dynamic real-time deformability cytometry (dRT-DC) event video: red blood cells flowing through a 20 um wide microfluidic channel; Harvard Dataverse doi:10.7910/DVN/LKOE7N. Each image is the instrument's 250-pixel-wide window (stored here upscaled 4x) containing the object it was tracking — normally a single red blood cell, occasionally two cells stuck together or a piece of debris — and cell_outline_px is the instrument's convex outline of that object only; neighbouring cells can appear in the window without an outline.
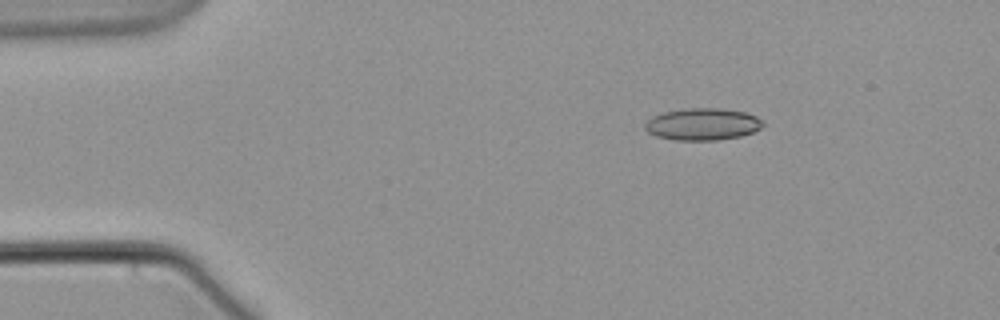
{"species": "common noctule bat (a hibernating species)", "species_latin": "Nyctalus noctula", "temperature_condition": "warm", "stored_images_in_passage": 3, "camera_frame_rate_fps": 3000, "um_per_image_px": 0.085, "animal": {"sex": "male", "body_mass_g": 21.5, "forearm_length_mm": 52.0}, "frame": {"image": 1, "passage_image": 1, "time_ms": 0.0, "image_size_px": [1000, 320], "cell_outline_px": [[764, 124], [760, 128], [752, 132], [740, 136], [716, 140], [676, 140], [656, 136], [648, 132], [644, 128], [644, 124], [652, 116], [664, 112], [688, 108], [720, 108], [744, 112], [756, 116], [764, 120]], "centroid_in_image_um": [59.72, 10.55], "position_along_channel_um": 25.3, "area_um2": 21.96}}
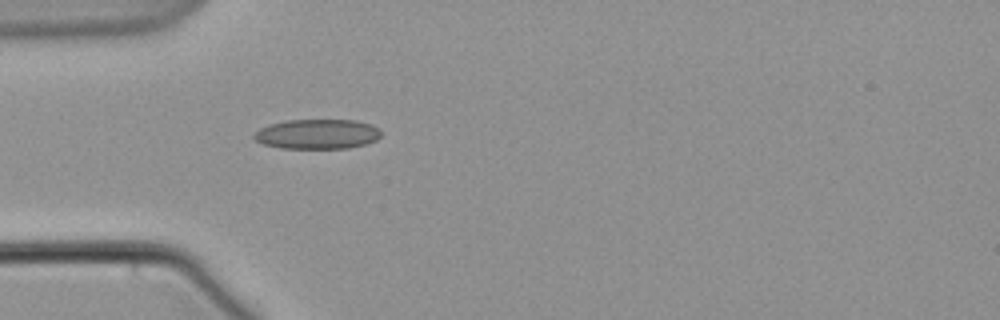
{"frame": {"image": 2, "passage_image": 3, "time_ms": 3.0, "image_size_px": [1000, 320], "cell_outline_px": [[380, 136], [376, 140], [368, 144], [348, 148], [280, 148], [264, 144], [256, 140], [252, 136], [260, 128], [268, 124], [288, 120], [356, 120], [372, 124], [380, 128]], "centroid_in_image_um": [27.0, 11.39], "position_along_channel_um": 58.0, "area_um2": 22.2}}